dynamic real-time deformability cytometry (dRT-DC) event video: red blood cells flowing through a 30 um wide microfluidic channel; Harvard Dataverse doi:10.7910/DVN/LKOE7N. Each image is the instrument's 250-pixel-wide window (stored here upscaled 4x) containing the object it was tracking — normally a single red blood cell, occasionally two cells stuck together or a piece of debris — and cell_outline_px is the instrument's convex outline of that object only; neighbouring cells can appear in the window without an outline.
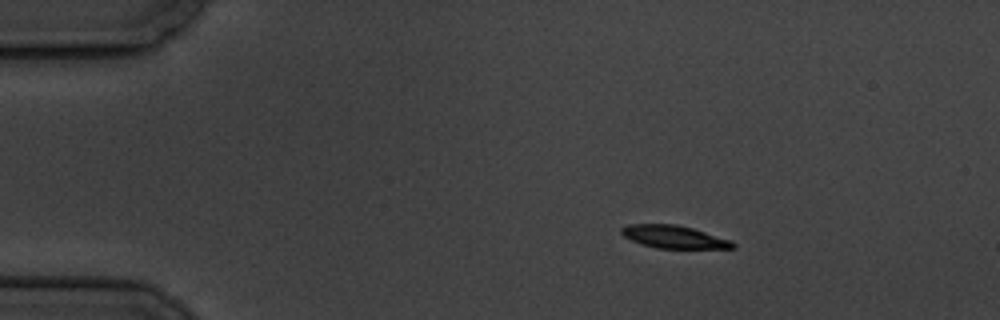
{"species": "common noctule bat (a hibernating species)", "species_latin": "Nyctalus noctula", "temperature_condition": "cold", "stored_images_in_passage": 5, "camera_frame_rate_fps": 3000, "um_per_image_px": 0.085, "animal": {"sex": "male", "body_mass_g": 19.5, "forearm_length_mm": 54.6}, "frame": {"image": 1, "passage_image": 3, "time_ms": 2.0, "image_size_px": [1000, 320], "cell_outline_px": [[736, 248], [656, 248], [640, 244], [624, 236], [620, 232], [620, 228], [628, 224], [676, 224], [692, 228], [732, 240], [736, 244]], "centroid_in_image_um": [57.28, 20.13], "position_along_channel_um": 27.7, "area_um2": 14.8}}